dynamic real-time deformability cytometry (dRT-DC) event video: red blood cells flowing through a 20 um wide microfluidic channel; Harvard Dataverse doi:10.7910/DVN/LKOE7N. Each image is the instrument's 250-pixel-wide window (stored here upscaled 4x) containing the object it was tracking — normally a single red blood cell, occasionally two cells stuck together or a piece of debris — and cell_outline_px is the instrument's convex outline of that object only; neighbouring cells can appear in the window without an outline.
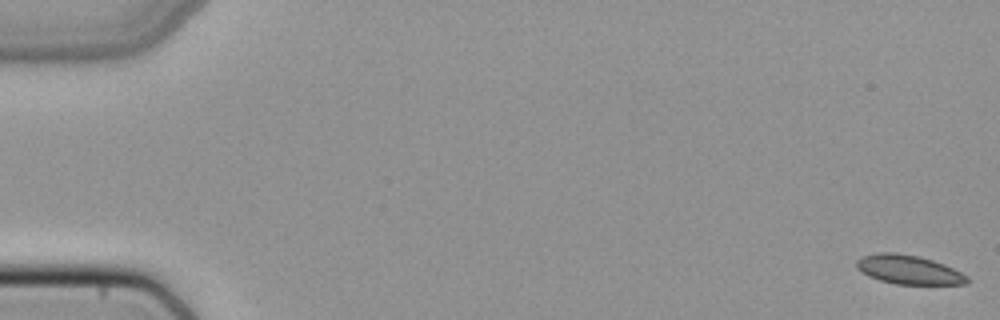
{"species": "common noctule bat (a hibernating species)", "species_latin": "Nyctalus noctula", "temperature_condition": "cold", "stored_images_in_passage": 10, "camera_frame_rate_fps": 3000, "um_per_image_px": 0.085, "animal": {"sex": "female", "body_mass_g": 22.7, "forearm_length_mm": 54.2}, "frame": {"image": 1, "passage_image": 1, "time_ms": 0.0, "image_size_px": [1000, 320], "cell_outline_px": [[972, 280], [968, 284], [896, 284], [880, 280], [868, 276], [856, 268], [856, 260], [860, 256], [880, 252], [896, 252], [916, 256], [932, 260], [944, 264], [968, 276]], "centroid_in_image_um": [77.23, 22.92], "position_along_channel_um": 7.8, "area_um2": 18.79}}